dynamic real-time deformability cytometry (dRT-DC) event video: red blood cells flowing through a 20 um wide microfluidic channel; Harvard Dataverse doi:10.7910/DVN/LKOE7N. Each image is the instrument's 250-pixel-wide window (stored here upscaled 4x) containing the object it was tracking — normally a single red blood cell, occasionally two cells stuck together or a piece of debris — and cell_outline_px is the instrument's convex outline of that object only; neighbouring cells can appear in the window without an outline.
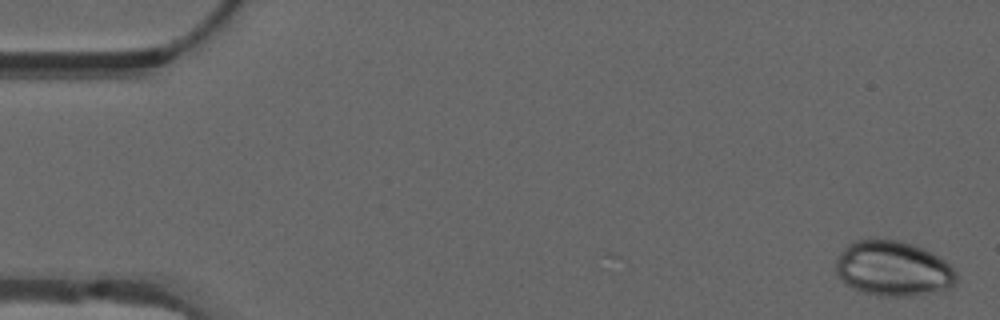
{"species": "common noctule bat (a hibernating species)", "species_latin": "Nyctalus noctula", "temperature_condition": "warm", "stored_images_in_passage": 55, "camera_frame_rate_fps": 3000, "um_per_image_px": 0.085, "animal": {"sex": "male", "forearm_length_mm": 52.5}, "frame": {"image": 1, "passage_image": 2, "time_ms": 0.333, "image_size_px": [1000, 320], "cell_outline_px": [[956, 280], [952, 288], [912, 296], [880, 296], [864, 292], [852, 288], [840, 280], [836, 272], [836, 260], [840, 252], [852, 240], [900, 240], [924, 248], [940, 256], [956, 272]], "centroid_in_image_um": [75.91, 22.83], "position_along_channel_um": 9.1, "area_um2": 38.84}}
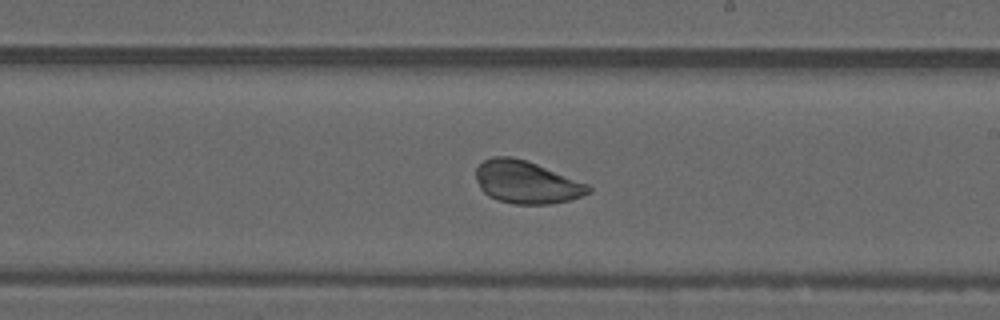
{"frame": {"image": 2, "passage_image": 32, "time_ms": 10.333, "image_size_px": [1000, 320], "cell_outline_px": [[592, 192], [568, 200], [548, 204], [512, 204], [496, 200], [488, 196], [480, 188], [476, 180], [476, 168], [484, 160], [492, 156], [512, 156], [536, 164], [588, 184], [592, 188]], "centroid_in_image_um": [44.72, 15.49], "position_along_channel_um": 244.3, "area_um2": 27.8}}
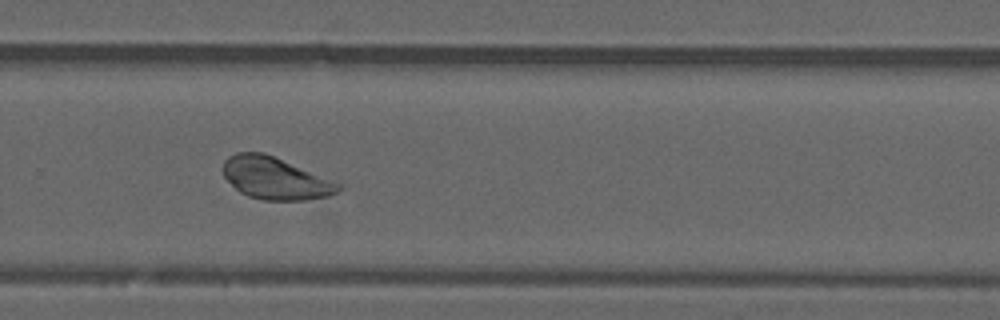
{"frame": {"image": 3, "passage_image": 37, "time_ms": 12.0, "image_size_px": [1000, 320], "cell_outline_px": [[344, 188], [328, 196], [304, 200], [264, 200], [248, 196], [240, 192], [224, 176], [220, 168], [224, 160], [228, 156], [236, 152], [264, 152], [344, 184]], "centroid_in_image_um": [23.4, 15.14], "position_along_channel_um": 306.4, "area_um2": 28.61}}